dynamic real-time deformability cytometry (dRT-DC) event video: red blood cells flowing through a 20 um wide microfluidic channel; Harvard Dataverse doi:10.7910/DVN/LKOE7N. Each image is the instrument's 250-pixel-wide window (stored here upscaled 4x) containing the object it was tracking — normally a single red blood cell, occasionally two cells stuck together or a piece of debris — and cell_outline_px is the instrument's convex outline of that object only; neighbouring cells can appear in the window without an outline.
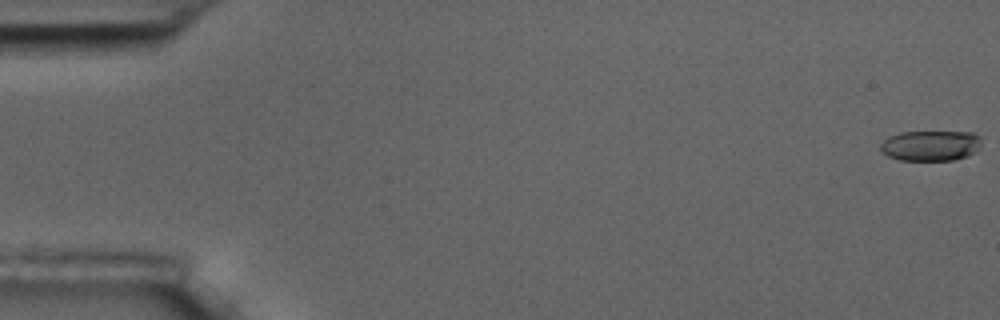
{"species": "common noctule bat (a hibernating species)", "species_latin": "Nyctalus noctula", "temperature_condition": "room temperature", "stored_images_in_passage": 4, "camera_frame_rate_fps": 3000, "um_per_image_px": 0.085, "animal": {"sex": "male", "body_mass_g": 17.5, "forearm_length_mm": 52.3}, "frame": {"image": 1, "passage_image": 1, "time_ms": 0.0, "image_size_px": [1000, 320], "cell_outline_px": [[980, 144], [976, 152], [968, 156], [952, 160], [900, 160], [888, 156], [880, 148], [880, 144], [888, 136], [900, 132], [972, 132], [980, 136]], "centroid_in_image_um": [79.11, 12.37], "position_along_channel_um": 5.9, "area_um2": 17.92}}